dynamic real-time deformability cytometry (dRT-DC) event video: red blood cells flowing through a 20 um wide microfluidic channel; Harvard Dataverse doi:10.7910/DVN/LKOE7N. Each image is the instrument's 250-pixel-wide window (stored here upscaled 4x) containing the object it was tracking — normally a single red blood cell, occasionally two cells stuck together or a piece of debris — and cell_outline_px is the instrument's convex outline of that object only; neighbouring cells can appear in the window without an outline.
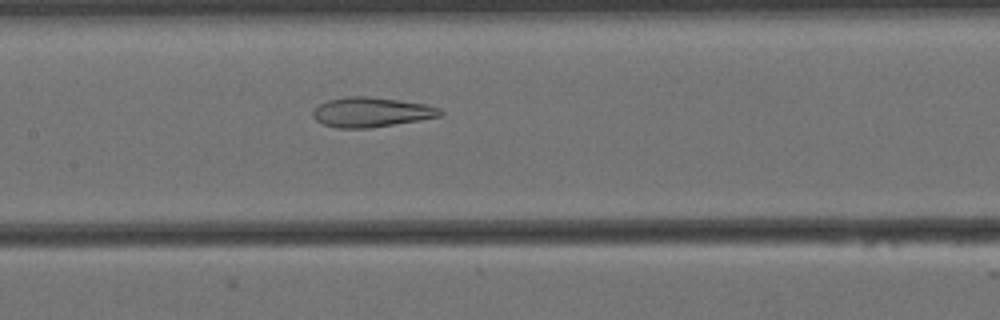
{"species": "Egyptian fruit bat (a non-hibernating species)", "species_latin": "Rousettus aegyptiacus", "temperature_condition": "cold", "stored_images_in_passage": 57, "camera_frame_rate_fps": 3000, "um_per_image_px": 0.085, "animal": {"sex": "female"}, "frame": {"image": 1, "passage_image": 26, "time_ms": 8.333, "image_size_px": [1000, 320], "cell_outline_px": [[444, 112], [440, 116], [420, 120], [368, 128], [336, 128], [324, 124], [316, 120], [312, 116], [312, 112], [320, 104], [328, 100], [348, 96], [364, 96], [396, 100], [424, 104], [440, 108]], "centroid_in_image_um": [31.54, 9.54], "position_along_channel_um": 175.9, "area_um2": 21.79}}
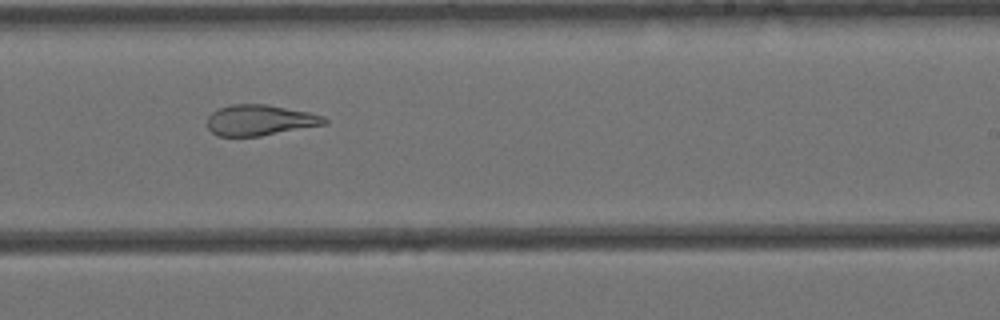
{"frame": {"image": 2, "passage_image": 34, "time_ms": 11.0, "image_size_px": [1000, 320], "cell_outline_px": [[328, 124], [260, 136], [216, 136], [208, 128], [208, 116], [212, 112], [220, 108], [232, 104], [268, 104], [308, 112], [324, 116], [328, 120]], "centroid_in_image_um": [22.11, 10.21], "position_along_channel_um": 266.9, "area_um2": 21.04}}
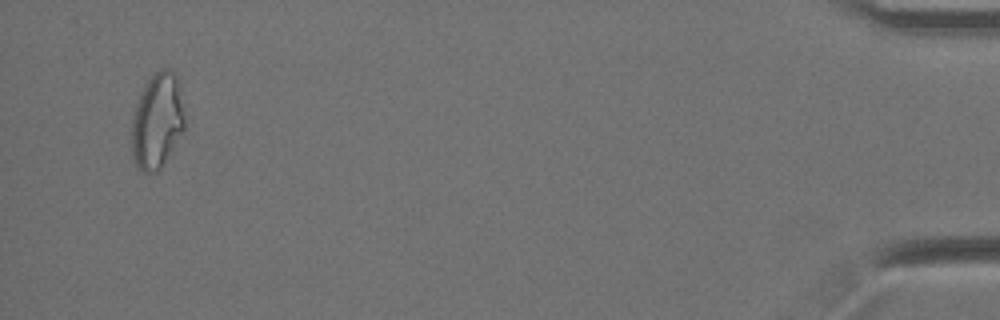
{"frame": {"image": 3, "passage_image": 55, "time_ms": 18.0, "image_size_px": [1000, 320], "cell_outline_px": [[184, 128], [160, 168], [156, 172], [144, 172], [136, 168], [132, 156], [132, 116], [140, 92], [144, 84], [160, 68], [168, 68], [176, 76], [180, 84], [184, 116]], "centroid_in_image_um": [13.34, 10.25], "position_along_channel_um": 421.9, "area_um2": 29.36}, "authors_computed_cell_mechanics": {"area_um2": 26.299, "velocity_mm_per_s": 3.4537, "shape_relaxation_time_tau1_ms": null, "shape_relaxation_time_tau2_ms": 2.7792, "deformation_change_tau1": null, "deformation_change_tau2": 0.1242}}